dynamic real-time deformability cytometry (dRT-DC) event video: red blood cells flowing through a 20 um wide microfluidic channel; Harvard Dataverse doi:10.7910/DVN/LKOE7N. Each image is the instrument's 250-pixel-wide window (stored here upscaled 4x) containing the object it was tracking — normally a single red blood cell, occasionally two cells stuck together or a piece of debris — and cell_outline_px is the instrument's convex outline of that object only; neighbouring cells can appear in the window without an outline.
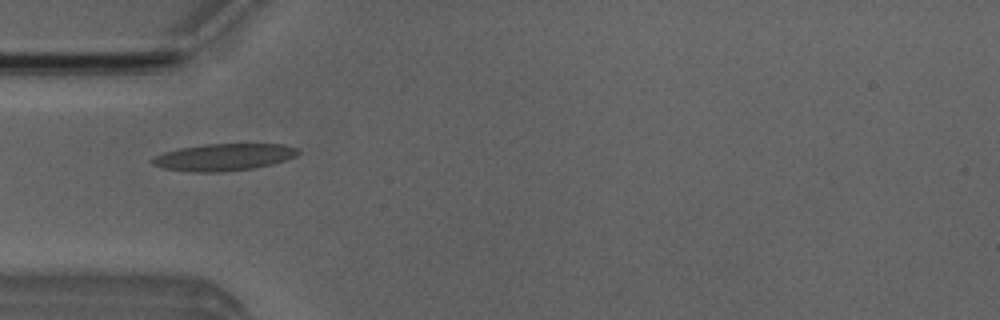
{"species": "Egyptian fruit bat (a non-hibernating species)", "species_latin": "Rousettus aegyptiacus", "temperature_condition": "room temperature", "stored_images_in_passage": 4, "camera_frame_rate_fps": 3000, "um_per_image_px": 0.085, "animal": {"sex": "male"}, "frame": {"image": 1, "passage_image": 2, "time_ms": 1.0, "image_size_px": [1000, 320], "cell_outline_px": [[300, 152], [296, 156], [272, 164], [252, 168], [220, 172], [192, 172], [164, 168], [152, 164], [148, 160], [164, 152], [180, 148], [204, 144], [284, 144], [300, 148]], "centroid_in_image_um": [19.03, 13.35], "position_along_channel_um": 66.0, "area_um2": 22.95}}